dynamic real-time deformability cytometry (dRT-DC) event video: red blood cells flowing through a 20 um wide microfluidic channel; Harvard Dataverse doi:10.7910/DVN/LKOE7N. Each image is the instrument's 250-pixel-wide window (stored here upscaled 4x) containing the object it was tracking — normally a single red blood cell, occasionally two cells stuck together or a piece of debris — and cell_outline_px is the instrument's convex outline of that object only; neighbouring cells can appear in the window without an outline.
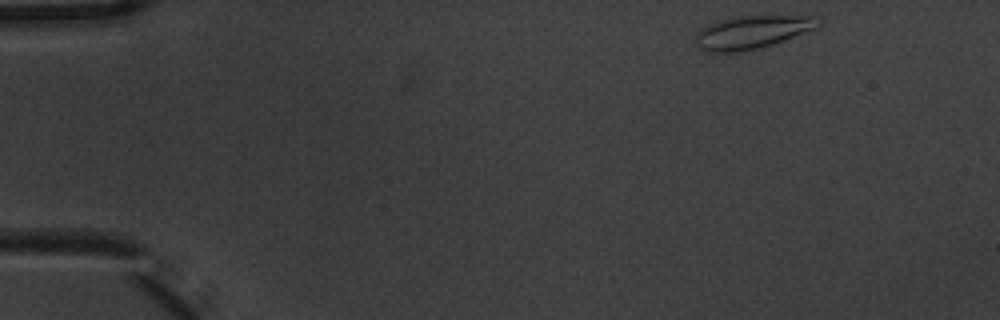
{"species": "common noctule bat (a hibernating species)", "species_latin": "Nyctalus noctula", "temperature_condition": "warm", "stored_images_in_passage": 4, "camera_frame_rate_fps": 3000, "um_per_image_px": 0.085, "animal": {"sex": "male", "body_mass_g": 20.1, "forearm_length_mm": 53.5}, "frame": {"image": 1, "passage_image": 1, "time_ms": 0.0, "image_size_px": [1000, 320], "cell_outline_px": [[824, 20], [816, 28], [772, 44], [756, 48], [736, 52], [708, 52], [700, 48], [696, 44], [696, 36], [700, 28], [708, 24], [720, 20], [740, 16], [812, 16]], "centroid_in_image_um": [63.92, 2.72], "position_along_channel_um": 21.1, "area_um2": 23.29}}
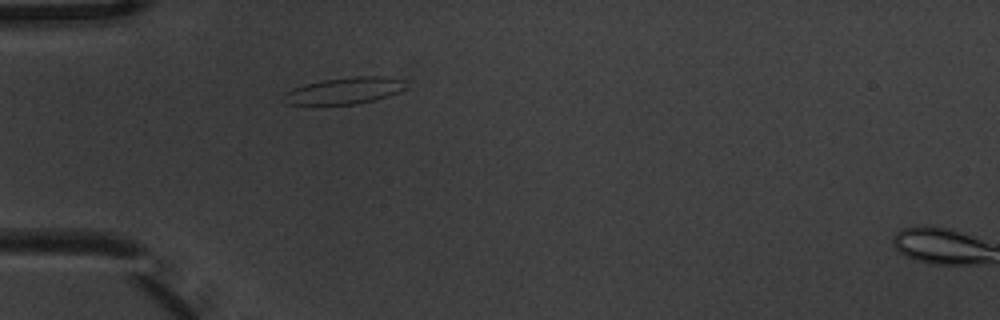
{"frame": {"image": 2, "passage_image": 3, "time_ms": 0.667, "image_size_px": [1000, 320], "cell_outline_px": [[404, 88], [388, 96], [376, 100], [356, 104], [284, 104], [280, 100], [280, 96], [284, 92], [292, 88], [320, 80], [356, 76], [384, 76], [404, 80]], "centroid_in_image_um": [29.18, 7.71], "position_along_channel_um": 55.8, "area_um2": 19.07}}